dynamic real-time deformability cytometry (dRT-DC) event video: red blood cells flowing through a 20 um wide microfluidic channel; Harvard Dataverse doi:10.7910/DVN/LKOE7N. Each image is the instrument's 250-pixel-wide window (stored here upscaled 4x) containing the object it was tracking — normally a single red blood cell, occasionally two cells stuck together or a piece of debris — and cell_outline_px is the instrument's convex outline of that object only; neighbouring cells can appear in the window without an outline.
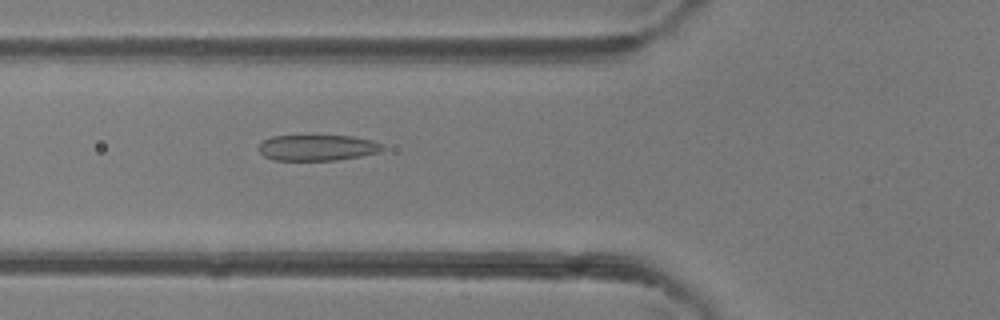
{"species": "common noctule bat (a hibernating species)", "species_latin": "Nyctalus noctula", "temperature_condition": "room temperature", "stored_images_in_passage": 42, "camera_frame_rate_fps": 3000, "um_per_image_px": 0.085, "animal": {"sex": "female"}, "frame": {"image": 1, "passage_image": 13, "time_ms": 4.0, "image_size_px": [1000, 320], "cell_outline_px": [[384, 148], [380, 152], [360, 156], [336, 160], [276, 160], [264, 156], [256, 148], [264, 140], [272, 136], [352, 136], [372, 140], [384, 144]], "centroid_in_image_um": [26.99, 12.55], "position_along_channel_um": 98.8, "area_um2": 18.67}}
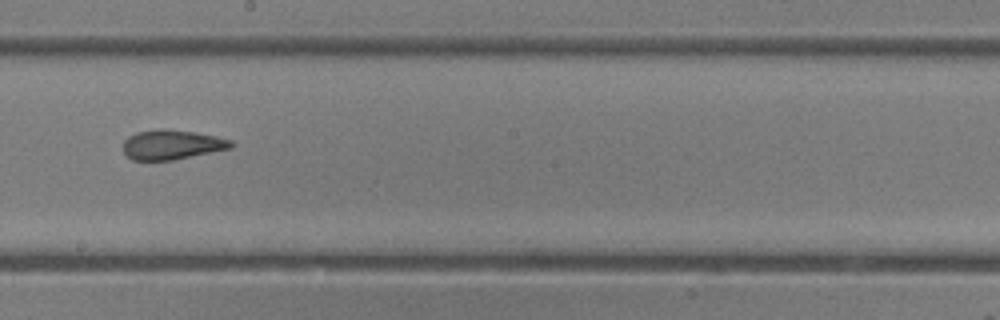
{"frame": {"image": 2, "passage_image": 22, "time_ms": 7.0, "image_size_px": [1000, 320], "cell_outline_px": [[236, 144], [232, 148], [172, 160], [132, 160], [124, 152], [124, 140], [128, 136], [136, 132], [160, 128], [164, 128], [196, 132], [216, 136], [232, 140]], "centroid_in_image_um": [14.63, 12.28], "position_along_channel_um": 233.6, "area_um2": 18.79}}
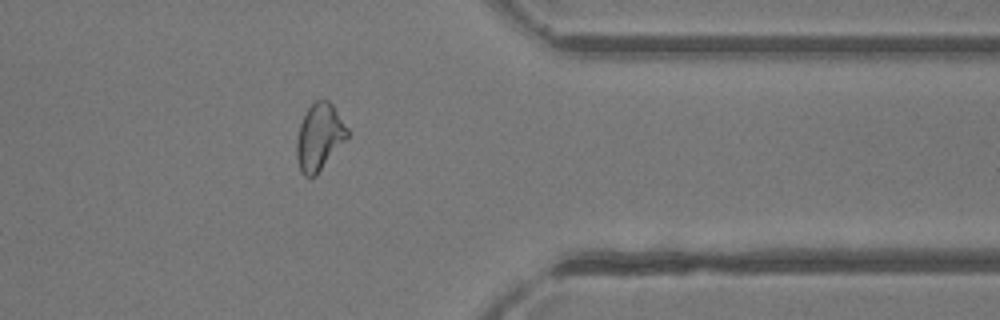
{"frame": {"image": 3, "passage_image": 33, "time_ms": 10.667, "image_size_px": [1000, 320], "cell_outline_px": [[348, 136], [316, 176], [304, 176], [300, 168], [296, 156], [296, 140], [300, 124], [308, 108], [316, 100], [328, 100], [332, 104], [348, 128]], "centroid_in_image_um": [27.13, 11.64], "position_along_channel_um": 384.3, "area_um2": 19.42}, "authors_computed_cell_mechanics": {"area_um2": 20.2589, "velocity_mm_per_s": 4.4682, "shape_relaxation_time_tau1_ms": null, "shape_relaxation_time_tau2_ms": 0.9535, "deformation_change_tau1": null, "deformation_change_tau2": 0.0913}}